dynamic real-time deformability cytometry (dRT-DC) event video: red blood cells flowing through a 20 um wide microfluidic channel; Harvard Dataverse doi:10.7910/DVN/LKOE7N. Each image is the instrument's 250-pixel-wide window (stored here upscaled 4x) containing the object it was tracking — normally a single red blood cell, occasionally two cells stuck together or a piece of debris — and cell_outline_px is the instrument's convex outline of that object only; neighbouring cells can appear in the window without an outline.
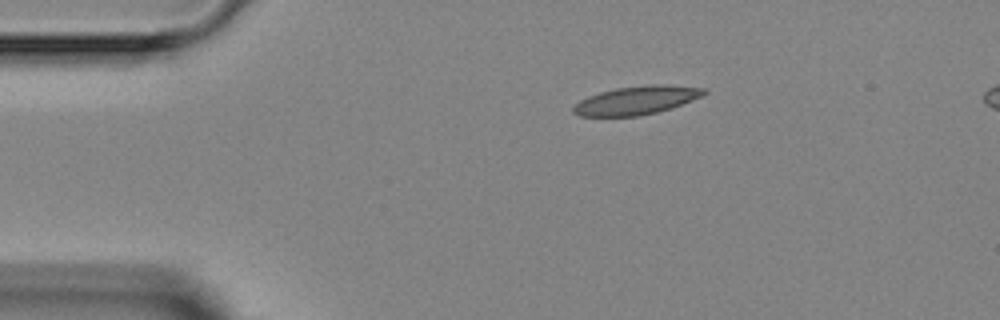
{"species": "Egyptian fruit bat (a non-hibernating species)", "species_latin": "Rousettus aegyptiacus", "temperature_condition": "room temperature", "stored_images_in_passage": 3, "segment_of_instrument_passage": [1, 2], "camera_frame_rate_fps": 3000, "um_per_image_px": 0.085, "animal": {"sex": "female"}, "frame": {"image": 1, "passage_image": 1, "time_ms": 0.0, "image_size_px": [1000, 320], "cell_outline_px": [[708, 92], [700, 96], [680, 104], [656, 112], [636, 116], [580, 116], [572, 112], [572, 108], [580, 100], [588, 96], [600, 92], [616, 88], [652, 84], [668, 84], [704, 88]], "centroid_in_image_um": [54.06, 8.51], "position_along_channel_um": 30.9, "area_um2": 21.33}}